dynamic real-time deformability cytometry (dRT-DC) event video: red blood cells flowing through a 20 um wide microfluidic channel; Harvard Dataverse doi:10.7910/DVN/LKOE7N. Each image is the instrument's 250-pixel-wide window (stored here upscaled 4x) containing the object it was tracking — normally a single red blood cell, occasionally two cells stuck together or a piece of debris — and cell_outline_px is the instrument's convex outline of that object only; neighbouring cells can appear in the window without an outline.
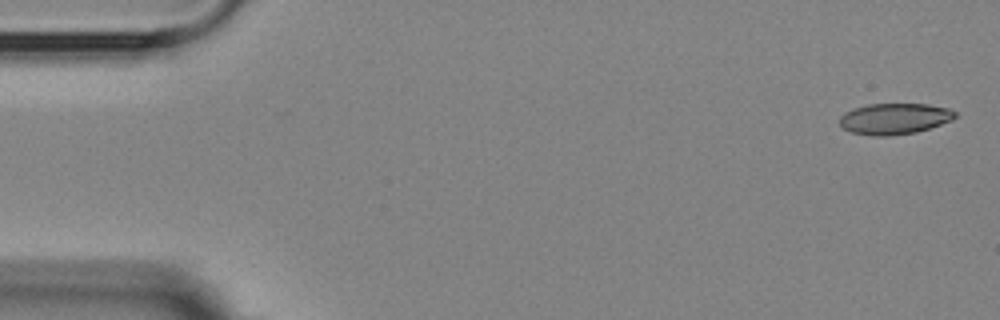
{"species": "Egyptian fruit bat (a non-hibernating species)", "species_latin": "Rousettus aegyptiacus", "temperature_condition": "room temperature", "stored_images_in_passage": 5, "camera_frame_rate_fps": 3000, "um_per_image_px": 0.085, "animal": {"sex": "female"}, "frame": {"image": 1, "passage_image": 1, "time_ms": 0.0, "image_size_px": [1000, 320], "cell_outline_px": [[956, 116], [952, 120], [916, 132], [888, 136], [872, 136], [852, 132], [844, 128], [840, 124], [840, 116], [844, 112], [852, 108], [868, 104], [928, 104], [948, 108], [956, 112]], "centroid_in_image_um": [76.01, 10.08], "position_along_channel_um": 9.0, "area_um2": 20.87}}
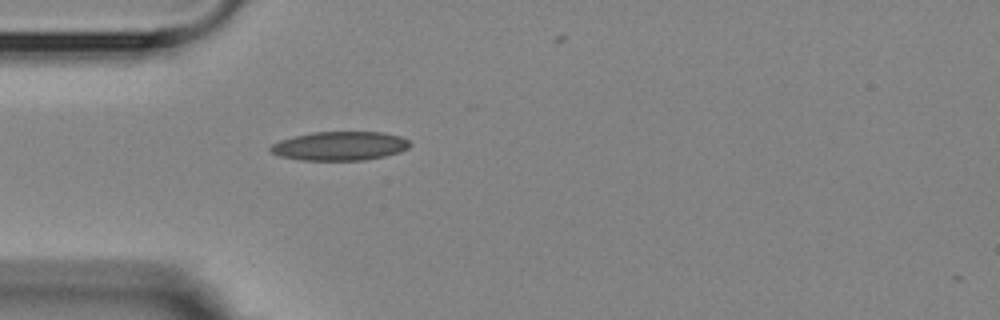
{"frame": {"image": 2, "passage_image": 5, "time_ms": 4.667, "image_size_px": [1000, 320], "cell_outline_px": [[412, 144], [408, 148], [400, 152], [384, 156], [364, 160], [300, 160], [280, 156], [272, 152], [268, 148], [272, 144], [280, 140], [312, 132], [380, 132], [400, 136], [408, 140]], "centroid_in_image_um": [28.89, 12.41], "position_along_channel_um": 56.1, "area_um2": 23.41}}